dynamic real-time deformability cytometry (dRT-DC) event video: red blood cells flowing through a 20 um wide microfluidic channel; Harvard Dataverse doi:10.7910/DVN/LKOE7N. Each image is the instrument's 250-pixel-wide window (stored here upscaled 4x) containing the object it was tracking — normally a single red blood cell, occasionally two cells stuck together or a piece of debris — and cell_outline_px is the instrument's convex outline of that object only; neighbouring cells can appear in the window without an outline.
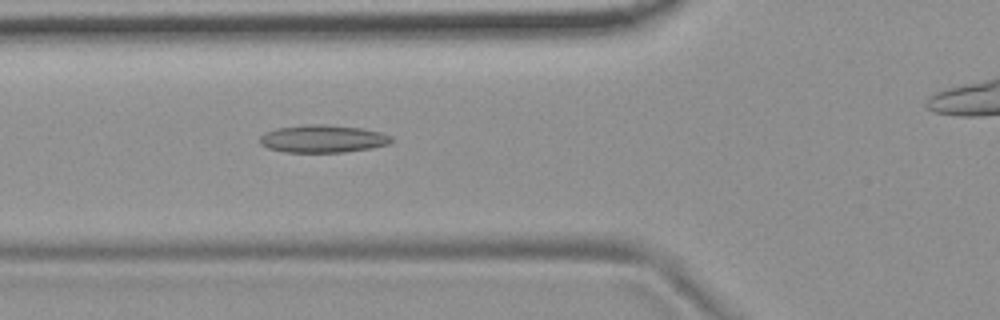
{"species": "common noctule bat (a hibernating species)", "species_latin": "Nyctalus noctula", "temperature_condition": "room temperature", "stored_images_in_passage": 38, "camera_frame_rate_fps": 3000, "um_per_image_px": 0.085, "animal": {"sex": "female", "body_mass_g": 19.9}, "frame": {"image": 1, "passage_image": 10, "time_ms": 3.0, "image_size_px": [1000, 320], "cell_outline_px": [[392, 140], [388, 144], [372, 148], [344, 152], [284, 152], [268, 148], [260, 144], [260, 136], [264, 132], [276, 128], [308, 124], [328, 124], [360, 128], [380, 132], [392, 136]], "centroid_in_image_um": [27.42, 11.79], "position_along_channel_um": 98.4, "area_um2": 21.27}}
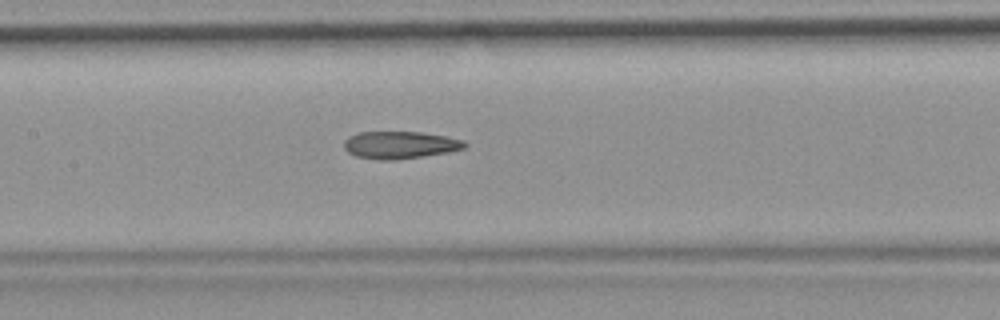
{"frame": {"image": 2, "passage_image": 16, "time_ms": 5.0, "image_size_px": [1000, 320], "cell_outline_px": [[468, 144], [464, 148], [448, 152], [396, 160], [380, 160], [356, 156], [348, 152], [344, 148], [344, 140], [348, 136], [360, 132], [420, 132], [444, 136], [464, 140]], "centroid_in_image_um": [33.98, 12.32], "position_along_channel_um": 173.4, "area_um2": 19.19}}
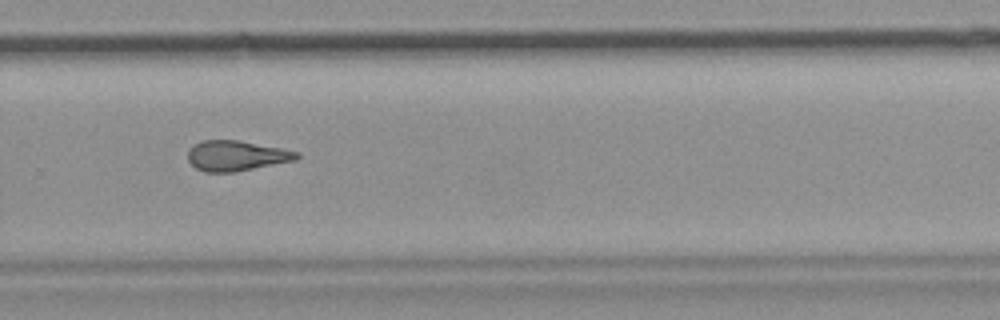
{"frame": {"image": 3, "passage_image": 27, "time_ms": 8.667, "image_size_px": [1000, 320], "cell_outline_px": [[300, 156], [296, 160], [236, 172], [204, 172], [196, 168], [188, 160], [188, 152], [200, 140], [236, 140], [280, 148], [300, 152]], "centroid_in_image_um": [20.1, 13.25], "position_along_channel_um": 309.7, "area_um2": 19.07}, "authors_computed_cell_mechanics": {"area_um2": 19.5075, "velocity_mm_per_s": 3.7405, "shape_relaxation_time_tau1_ms": null, "shape_relaxation_time_tau2_ms": 2.3388, "deformation_change_tau1": null, "deformation_change_tau2": 0.1184}}